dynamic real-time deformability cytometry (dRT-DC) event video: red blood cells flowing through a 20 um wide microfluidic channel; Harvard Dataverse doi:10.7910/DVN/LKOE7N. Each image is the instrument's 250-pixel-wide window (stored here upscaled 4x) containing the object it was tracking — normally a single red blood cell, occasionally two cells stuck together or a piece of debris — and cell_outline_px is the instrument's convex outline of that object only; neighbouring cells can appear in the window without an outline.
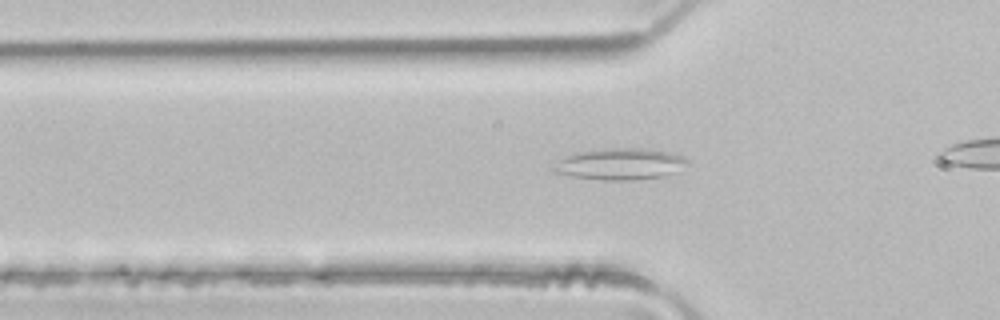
{"species": "common noctule bat (a hibernating species)", "species_latin": "Nyctalus noctula", "temperature_condition": "room temperature", "stored_images_in_passage": 39, "camera_frame_rate_fps": 3000, "um_per_image_px": 0.085, "animal": {"sex": "male", "body_mass_g": 21.5, "forearm_length_mm": 52.0}, "frame": {"image": 1, "passage_image": 15, "time_ms": 4.667, "image_size_px": [1000, 320], "cell_outline_px": [[692, 160], [672, 172], [664, 176], [632, 180], [604, 180], [572, 176], [552, 172], [548, 168], [560, 160], [576, 152], [596, 148], [644, 148], [668, 152], [684, 156]], "centroid_in_image_um": [52.66, 13.93], "position_along_channel_um": 73.1, "area_um2": 24.62}}
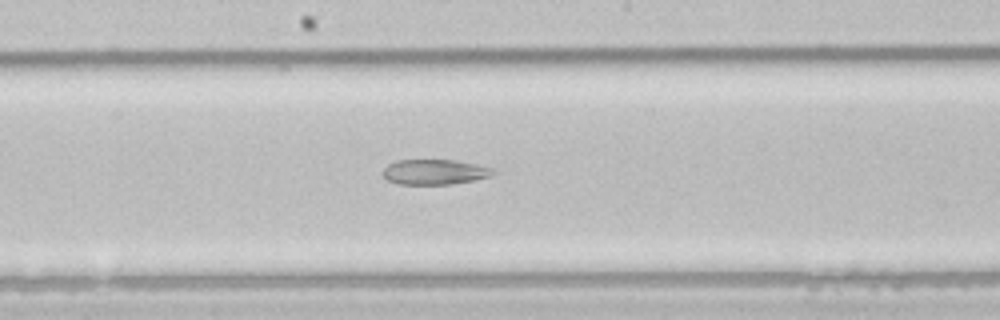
{"frame": {"image": 2, "passage_image": 25, "time_ms": 8.0, "image_size_px": [1000, 320], "cell_outline_px": [[496, 172], [488, 176], [472, 180], [452, 184], [400, 184], [388, 180], [380, 172], [388, 164], [396, 160], [456, 160], [496, 168]], "centroid_in_image_um": [36.93, 14.6], "position_along_channel_um": 211.3, "area_um2": 16.18}}
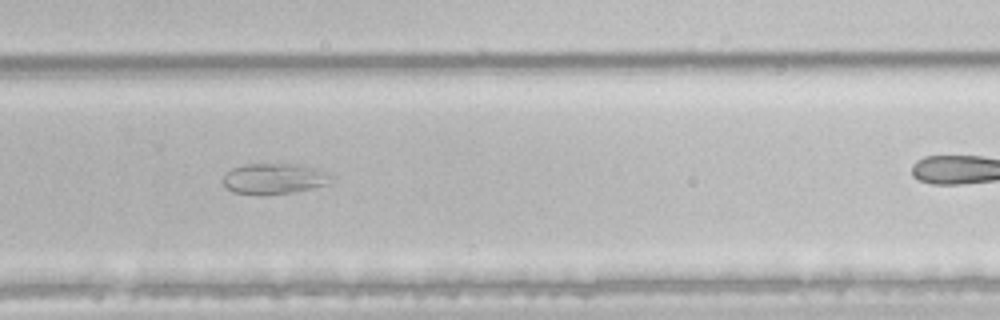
{"frame": {"image": 3, "passage_image": 32, "time_ms": 10.333, "image_size_px": [1000, 320], "cell_outline_px": [[336, 176], [328, 184], [292, 192], [236, 192], [228, 188], [224, 184], [224, 176], [232, 168], [244, 164], [300, 164], [332, 172]], "centroid_in_image_um": [23.44, 15.13], "position_along_channel_um": 306.4, "area_um2": 18.79}}